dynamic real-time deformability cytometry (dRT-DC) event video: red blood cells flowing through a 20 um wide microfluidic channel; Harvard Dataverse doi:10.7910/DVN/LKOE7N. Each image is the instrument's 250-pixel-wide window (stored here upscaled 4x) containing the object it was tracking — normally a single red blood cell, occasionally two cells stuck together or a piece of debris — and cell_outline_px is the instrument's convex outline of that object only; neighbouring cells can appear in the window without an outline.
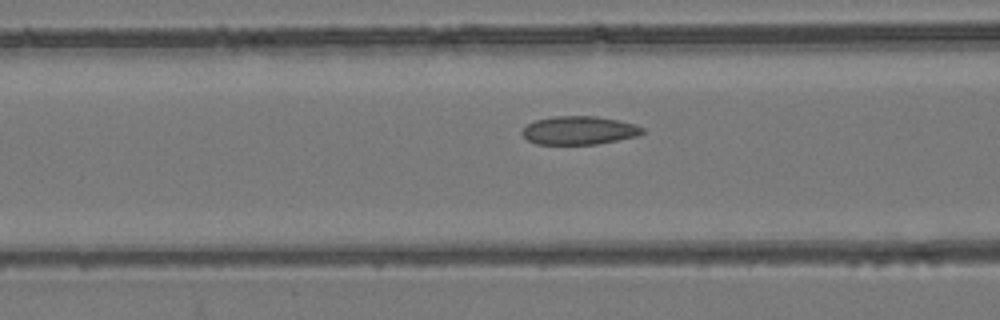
{"species": "common noctule bat (a hibernating species)", "species_latin": "Nyctalus noctula", "temperature_condition": "room temperature", "stored_images_in_passage": 31, "camera_frame_rate_fps": 3000, "um_per_image_px": 0.085, "animal": {"sex": "female", "body_mass_g": 24.6, "forearm_length_mm": 56.2}, "frame": {"image": 1, "passage_image": 7, "time_ms": 2.0, "image_size_px": [1000, 320], "cell_outline_px": [[644, 132], [640, 136], [596, 144], [536, 144], [528, 140], [520, 132], [528, 124], [536, 120], [552, 116], [596, 116], [620, 120], [636, 124], [644, 128]], "centroid_in_image_um": [49.26, 11.08], "position_along_channel_um": 117.3, "area_um2": 20.06}}
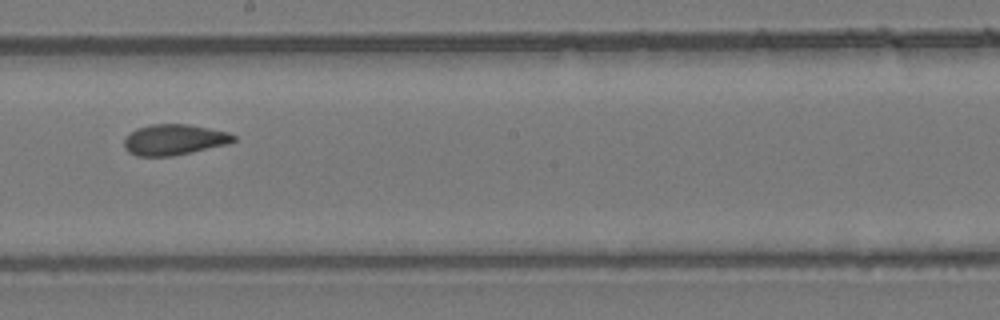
{"frame": {"image": 2, "passage_image": 16, "time_ms": 5.0, "image_size_px": [1000, 320], "cell_outline_px": [[236, 140], [228, 144], [172, 156], [136, 156], [128, 152], [124, 148], [124, 140], [136, 128], [152, 124], [188, 124], [228, 132], [236, 136]], "centroid_in_image_um": [14.8, 11.87], "position_along_channel_um": 233.4, "area_um2": 19.54}}
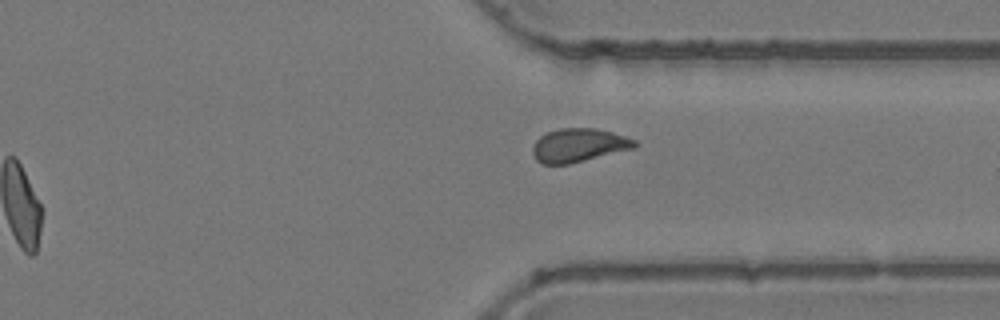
{"frame": {"image": 3, "passage_image": 26, "time_ms": 8.333, "image_size_px": [1000, 320], "cell_outline_px": [[636, 148], [568, 164], [540, 164], [536, 160], [532, 152], [532, 148], [536, 140], [540, 136], [548, 132], [560, 128], [596, 128], [612, 132], [636, 140]], "centroid_in_image_um": [49.18, 12.35], "position_along_channel_um": 362.2, "area_um2": 19.94}, "authors_computed_cell_mechanics": {"area_um2": 20.0566, "velocity_mm_per_s": 3.865, "shape_relaxation_time_tau1_ms": null, "shape_relaxation_time_tau2_ms": 1.6626, "deformation_change_tau1": null, "deformation_change_tau2": 0.0675}}